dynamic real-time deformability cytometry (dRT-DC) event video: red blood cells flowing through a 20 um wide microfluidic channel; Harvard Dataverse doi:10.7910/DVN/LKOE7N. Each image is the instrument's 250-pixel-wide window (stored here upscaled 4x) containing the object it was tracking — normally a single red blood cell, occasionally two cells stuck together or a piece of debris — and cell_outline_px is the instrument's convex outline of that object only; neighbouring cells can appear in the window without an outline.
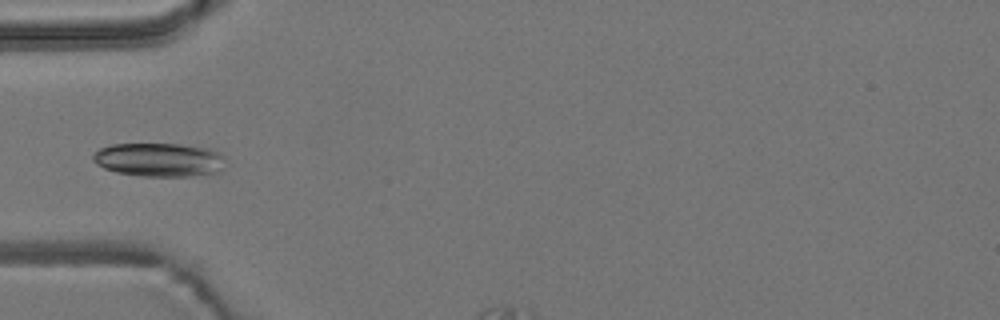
{"species": "common noctule bat (a hibernating species)", "species_latin": "Nyctalus noctula", "temperature_condition": "room temperature", "stored_images_in_passage": 7, "camera_frame_rate_fps": 3000, "um_per_image_px": 0.085, "animal": {"sex": "male", "body_mass_g": 19.2, "forearm_length_mm": 51.8}, "frame": {"image": 1, "passage_image": 4, "time_ms": 1.0, "image_size_px": [1000, 320], "cell_outline_px": [[224, 156], [220, 168], [216, 172], [188, 176], [140, 176], [116, 172], [104, 168], [96, 164], [92, 160], [92, 156], [100, 148], [112, 144], [180, 144], [212, 148]], "centroid_in_image_um": [13.48, 13.57], "position_along_channel_um": 71.5, "area_um2": 25.89}}
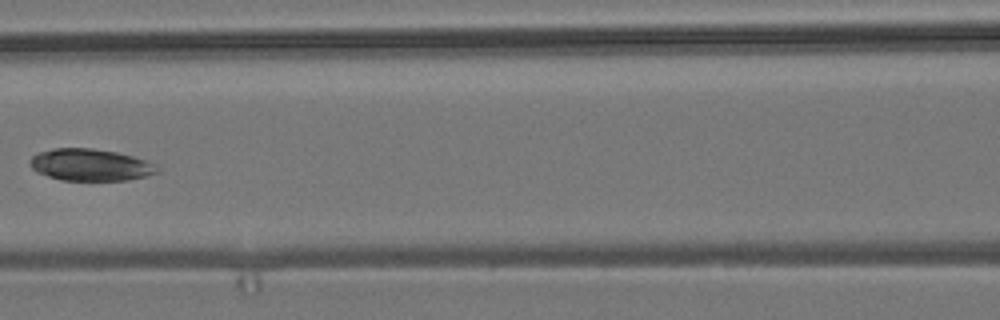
{"frame": {"image": 2, "passage_image": 6, "time_ms": 1.667, "image_size_px": [1000, 320], "cell_outline_px": [[160, 172], [128, 180], [60, 180], [36, 172], [32, 168], [32, 156], [40, 152], [52, 148], [92, 148], [116, 152], [132, 156], [156, 164], [160, 168]], "centroid_in_image_um": [7.71, 14.01], "position_along_channel_um": 158.9, "area_um2": 23.52}}
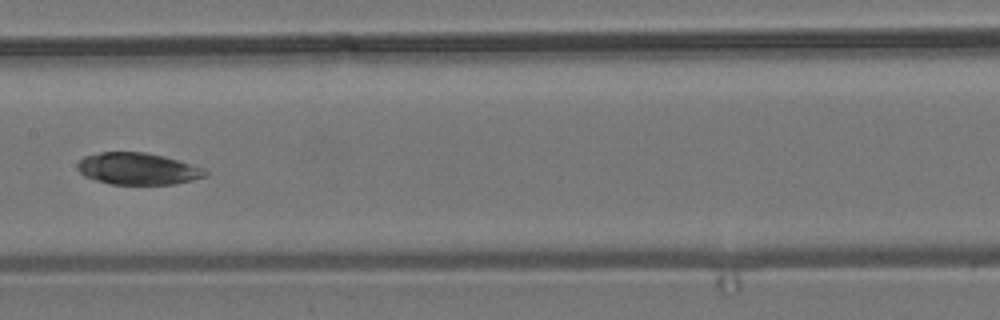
{"frame": {"image": 3, "passage_image": 7, "time_ms": 2.0, "image_size_px": [1000, 320], "cell_outline_px": [[208, 176], [192, 180], [172, 184], [112, 184], [96, 180], [84, 176], [76, 168], [76, 164], [84, 156], [100, 152], [144, 152], [164, 156], [204, 168], [208, 172]], "centroid_in_image_um": [11.7, 14.34], "position_along_channel_um": 195.7, "area_um2": 23.7}}